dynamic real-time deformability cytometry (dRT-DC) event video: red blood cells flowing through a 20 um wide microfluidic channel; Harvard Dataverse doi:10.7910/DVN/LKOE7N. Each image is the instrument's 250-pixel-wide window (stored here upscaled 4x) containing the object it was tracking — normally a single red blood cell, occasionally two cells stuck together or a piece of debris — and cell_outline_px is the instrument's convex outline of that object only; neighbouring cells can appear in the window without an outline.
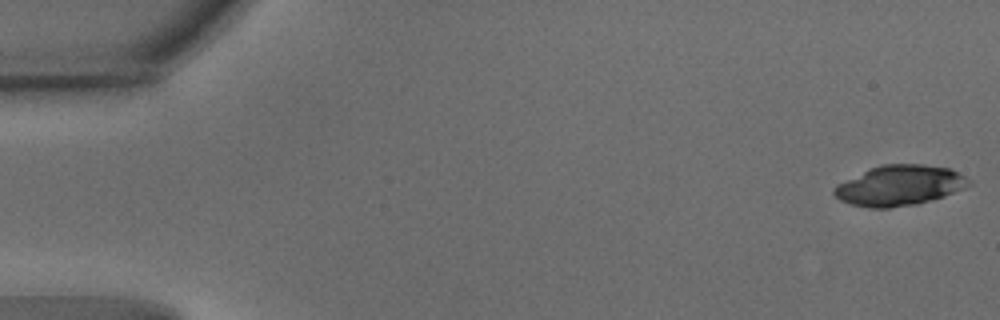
{"species": "common noctule bat (a hibernating species)", "species_latin": "Nyctalus noctula", "temperature_condition": "warm", "stored_images_in_passage": 53, "camera_frame_rate_fps": 3000, "um_per_image_px": 0.085, "animal": {"sex": "male", "body_mass_g": 15.6}, "frame": {"image": 1, "passage_image": 1, "time_ms": 0.0, "image_size_px": [1000, 320], "cell_outline_px": [[972, 184], [964, 188], [944, 196], [916, 204], [888, 208], [868, 208], [852, 204], [840, 200], [832, 192], [832, 188], [836, 184], [872, 168], [884, 164], [924, 164], [948, 168], [972, 180]], "centroid_in_image_um": [76.46, 15.77], "position_along_channel_um": 8.5, "area_um2": 31.44}}